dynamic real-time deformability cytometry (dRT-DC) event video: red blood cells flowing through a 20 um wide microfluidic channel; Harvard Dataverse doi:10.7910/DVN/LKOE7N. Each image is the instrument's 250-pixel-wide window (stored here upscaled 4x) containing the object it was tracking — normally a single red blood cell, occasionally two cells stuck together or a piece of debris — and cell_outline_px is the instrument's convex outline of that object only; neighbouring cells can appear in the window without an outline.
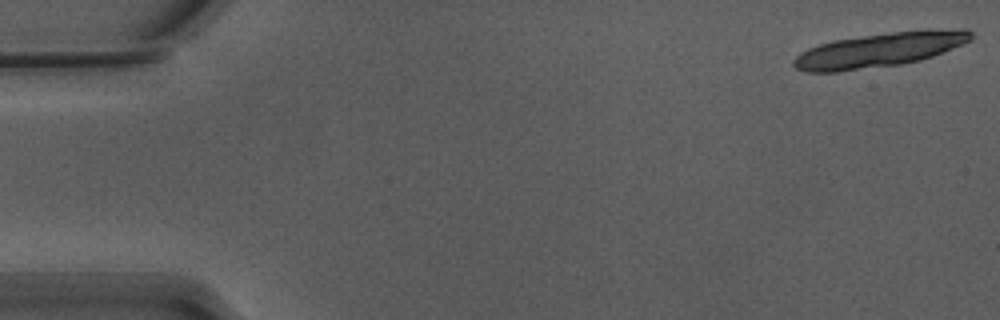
{"species": "Egyptian fruit bat (a non-hibernating species)", "species_latin": "Rousettus aegyptiacus", "temperature_condition": "warm", "stored_images_in_passage": 16, "camera_frame_rate_fps": 3000, "um_per_image_px": 0.085, "animal": {"sex": "male"}, "frame": {"image": 1, "passage_image": 1, "time_ms": 0.0, "image_size_px": [1000, 320], "cell_outline_px": [[972, 40], [964, 44], [932, 56], [920, 60], [900, 64], [836, 72], [804, 72], [796, 68], [792, 64], [792, 60], [800, 52], [808, 48], [820, 44], [836, 40], [892, 32], [924, 28], [964, 28], [972, 32]], "centroid_in_image_um": [74.8, 4.23], "position_along_channel_um": 10.2, "area_um2": 35.72}}